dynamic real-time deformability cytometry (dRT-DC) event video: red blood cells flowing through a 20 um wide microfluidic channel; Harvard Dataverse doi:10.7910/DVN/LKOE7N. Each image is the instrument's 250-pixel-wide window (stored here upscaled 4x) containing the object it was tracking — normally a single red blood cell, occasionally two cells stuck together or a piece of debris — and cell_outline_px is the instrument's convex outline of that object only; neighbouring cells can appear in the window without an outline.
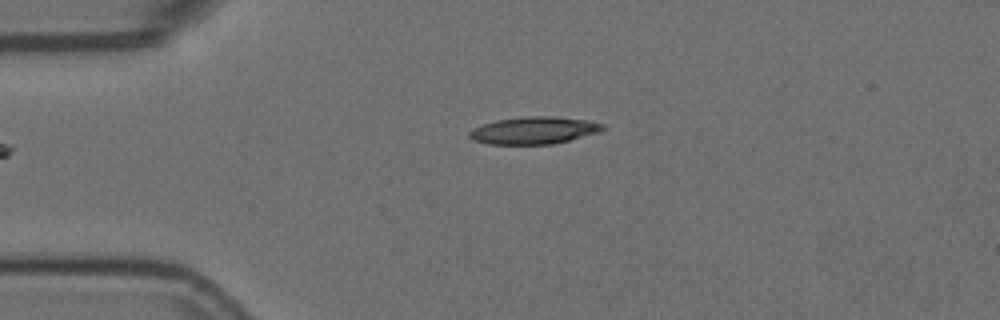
{"species": "Egyptian fruit bat (a non-hibernating species)", "species_latin": "Rousettus aegyptiacus", "temperature_condition": "room temperature", "stored_images_in_passage": 40, "camera_frame_rate_fps": 3000, "um_per_image_px": 0.085, "animal": {"sex": "female"}, "frame": {"image": 1, "passage_image": 1, "time_ms": 0.0, "image_size_px": [1000, 320], "cell_outline_px": [[604, 128], [600, 132], [552, 144], [488, 144], [472, 140], [468, 136], [468, 132], [472, 128], [496, 120], [524, 116], [556, 116], [588, 120], [604, 124]], "centroid_in_image_um": [45.36, 11.08], "position_along_channel_um": 39.6, "area_um2": 21.27}}
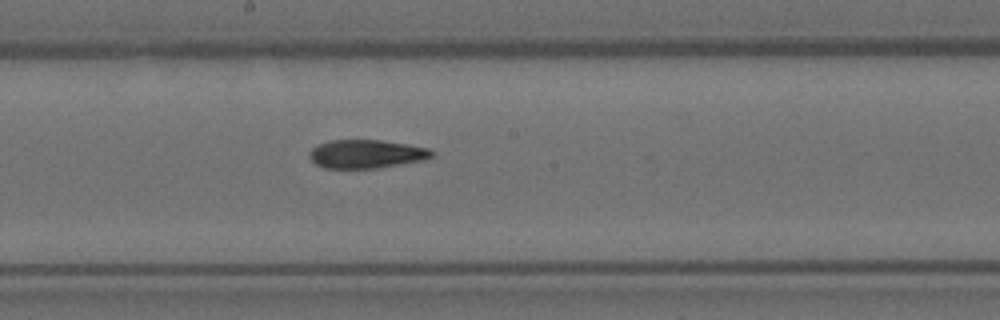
{"frame": {"image": 2, "passage_image": 18, "time_ms": 5.667, "image_size_px": [1000, 320], "cell_outline_px": [[436, 156], [424, 160], [380, 168], [324, 168], [316, 164], [308, 156], [308, 152], [312, 148], [328, 140], [380, 140], [428, 148], [436, 152]], "centroid_in_image_um": [31.16, 13.09], "position_along_channel_um": 217.0, "area_um2": 20.46}}
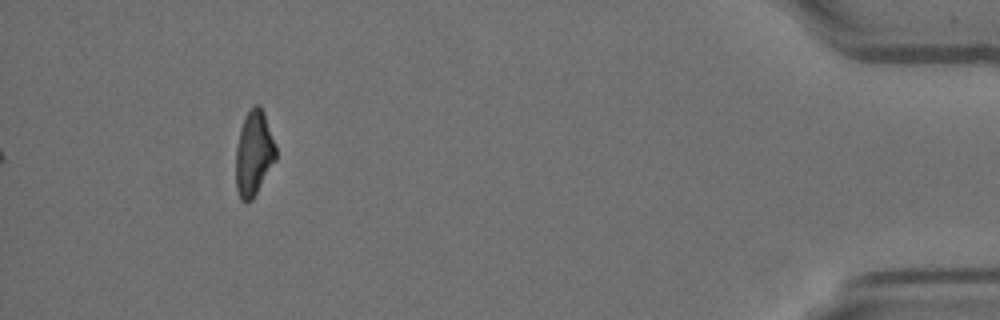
{"frame": {"image": 3, "passage_image": 40, "time_ms": 13.0, "image_size_px": [1000, 320], "cell_outline_px": [[276, 160], [252, 200], [240, 200], [236, 188], [236, 148], [240, 128], [248, 112], [256, 104], [260, 104], [264, 112], [276, 148]], "centroid_in_image_um": [21.57, 13.04], "position_along_channel_um": 413.6, "area_um2": 19.59}, "authors_computed_cell_mechanics": {"area_um2": 20.9814, "velocity_mm_per_s": 3.5932, "shape_relaxation_time_tau1_ms": null, "shape_relaxation_time_tau2_ms": 4.0109, "deformation_change_tau1": null, "deformation_change_tau2": 0.116}}